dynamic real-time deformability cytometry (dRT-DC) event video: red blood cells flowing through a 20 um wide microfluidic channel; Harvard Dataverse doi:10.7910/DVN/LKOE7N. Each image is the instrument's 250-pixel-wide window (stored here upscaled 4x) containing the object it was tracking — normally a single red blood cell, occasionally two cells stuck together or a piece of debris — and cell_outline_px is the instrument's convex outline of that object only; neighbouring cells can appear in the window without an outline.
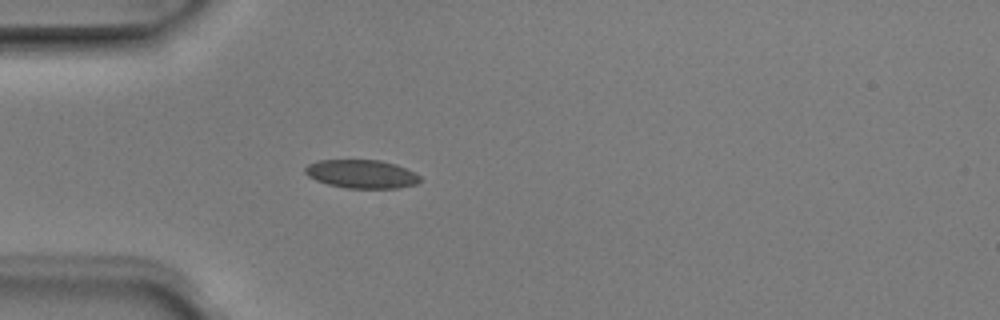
{"species": "Egyptian fruit bat (a non-hibernating species)", "species_latin": "Rousettus aegyptiacus", "temperature_condition": "room temperature", "stored_images_in_passage": 1, "camera_frame_rate_fps": 3000, "um_per_image_px": 0.085, "animal": {"sex": "male"}, "frame": {"image": 1, "passage_image": 1, "time_ms": 0.0, "image_size_px": [1000, 320], "cell_outline_px": [[420, 180], [416, 184], [400, 188], [344, 188], [328, 184], [316, 180], [308, 176], [304, 172], [304, 168], [308, 164], [316, 160], [380, 160], [396, 164], [416, 172], [420, 176]], "centroid_in_image_um": [30.74, 14.79], "position_along_channel_um": 54.3, "area_um2": 19.25}}